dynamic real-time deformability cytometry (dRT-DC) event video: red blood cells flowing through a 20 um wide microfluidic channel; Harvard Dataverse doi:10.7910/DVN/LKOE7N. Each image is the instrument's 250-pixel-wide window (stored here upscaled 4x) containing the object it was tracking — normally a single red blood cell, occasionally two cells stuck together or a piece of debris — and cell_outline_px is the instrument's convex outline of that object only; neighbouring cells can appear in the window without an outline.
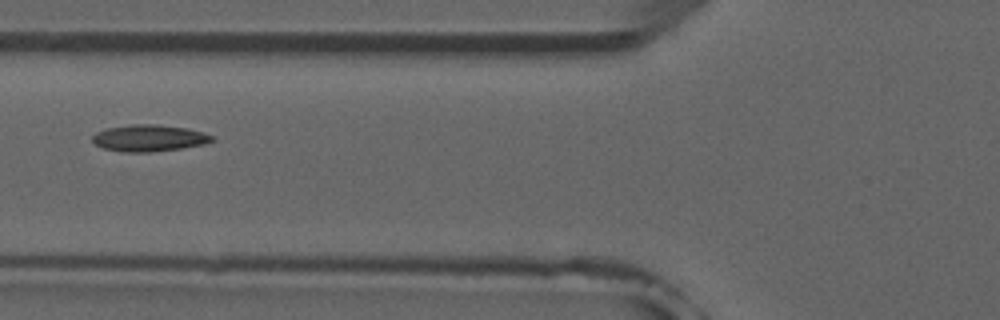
{"species": "common noctule bat (a hibernating species)", "species_latin": "Nyctalus noctula", "temperature_condition": "room temperature", "stored_images_in_passage": 7, "camera_frame_rate_fps": 3000, "um_per_image_px": 0.085, "animal": {"sex": "male", "forearm_length_mm": 52.5}, "frame": {"image": 1, "passage_image": 6, "time_ms": 6.0, "image_size_px": [1000, 320], "cell_outline_px": [[216, 140], [204, 144], [180, 148], [152, 152], [124, 152], [104, 148], [96, 144], [92, 140], [92, 136], [96, 132], [104, 128], [132, 124], [156, 124], [188, 128], [212, 136]], "centroid_in_image_um": [12.65, 11.73], "position_along_channel_um": 113.2, "area_um2": 18.55}}
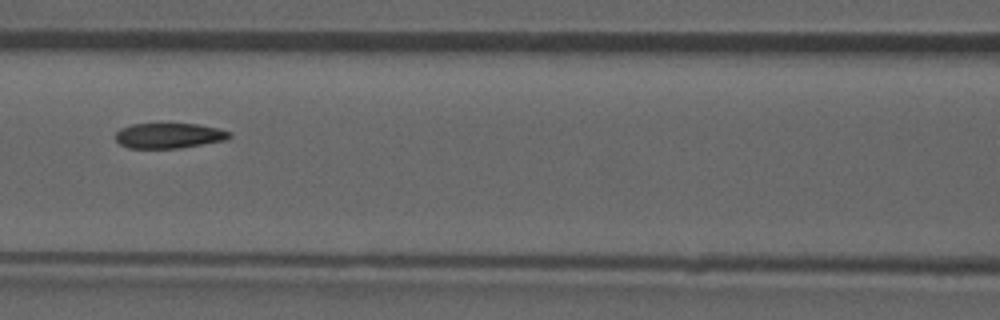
{"frame": {"image": 2, "passage_image": 7, "time_ms": 7.0, "image_size_px": [1000, 320], "cell_outline_px": [[232, 136], [228, 140], [180, 148], [128, 148], [120, 144], [116, 140], [116, 132], [120, 128], [132, 124], [200, 124], [220, 128], [232, 132]], "centroid_in_image_um": [14.42, 11.53], "position_along_channel_um": 152.2, "area_um2": 16.99}}